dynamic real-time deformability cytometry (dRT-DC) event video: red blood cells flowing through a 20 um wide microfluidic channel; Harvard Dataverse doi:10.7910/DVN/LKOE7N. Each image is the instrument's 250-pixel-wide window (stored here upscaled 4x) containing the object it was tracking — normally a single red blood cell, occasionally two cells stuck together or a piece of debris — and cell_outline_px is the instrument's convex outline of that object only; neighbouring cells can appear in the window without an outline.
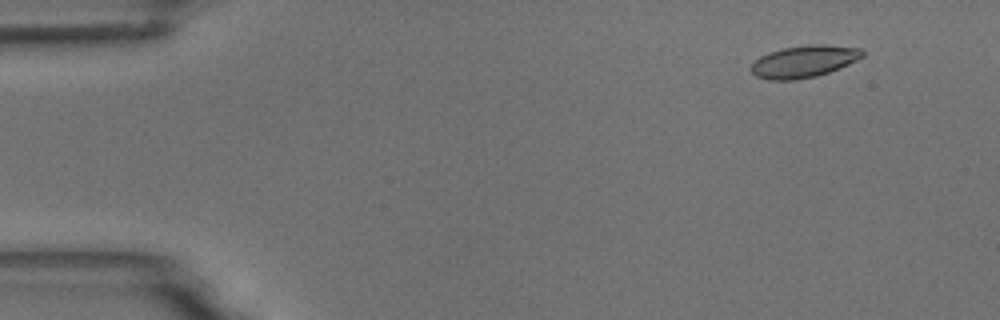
{"species": "common noctule bat (a hibernating species)", "species_latin": "Nyctalus noctula", "temperature_condition": "room temperature", "stored_images_in_passage": 6, "camera_frame_rate_fps": 3000, "um_per_image_px": 0.085, "animal": {"sex": "male", "body_mass_g": 18.8}, "frame": {"image": 1, "passage_image": 2, "time_ms": 1.333, "image_size_px": [1000, 320], "cell_outline_px": [[864, 56], [848, 64], [828, 72], [816, 76], [796, 80], [768, 80], [756, 76], [748, 68], [760, 56], [768, 52], [780, 48], [808, 44], [824, 44], [860, 48], [864, 52]], "centroid_in_image_um": [68.3, 5.21], "position_along_channel_um": 16.7, "area_um2": 20.92}}
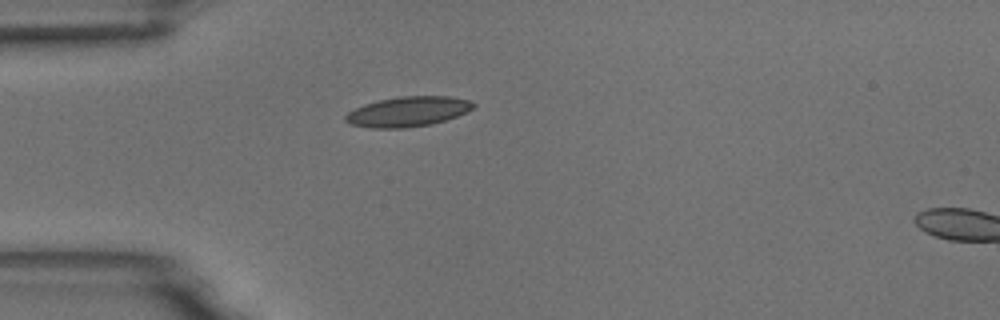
{"frame": {"image": 2, "passage_image": 5, "time_ms": 4.667, "image_size_px": [1000, 320], "cell_outline_px": [[476, 104], [472, 108], [456, 116], [432, 124], [404, 128], [372, 128], [352, 124], [344, 120], [344, 116], [348, 112], [364, 104], [380, 100], [400, 96], [448, 96], [468, 100]], "centroid_in_image_um": [34.64, 9.48], "position_along_channel_um": 50.4, "area_um2": 22.08}}